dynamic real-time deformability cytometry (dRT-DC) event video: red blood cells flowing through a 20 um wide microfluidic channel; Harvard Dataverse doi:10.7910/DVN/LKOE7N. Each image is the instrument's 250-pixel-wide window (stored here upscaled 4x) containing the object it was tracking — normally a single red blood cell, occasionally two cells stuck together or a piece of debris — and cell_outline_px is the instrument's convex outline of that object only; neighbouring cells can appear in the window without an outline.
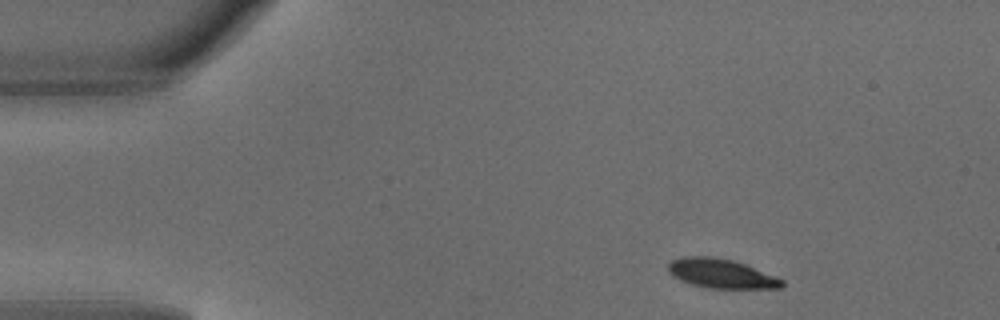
{"species": "common noctule bat (a hibernating species)", "species_latin": "Nyctalus noctula", "temperature_condition": "warm", "stored_images_in_passage": 3, "camera_frame_rate_fps": 3000, "um_per_image_px": 0.085, "animal": {"sex": "male", "body_mass_g": 18.8}, "frame": {"image": 1, "passage_image": 1, "time_ms": 0.0, "image_size_px": [1000, 320], "cell_outline_px": [[784, 284], [780, 288], [708, 288], [692, 284], [680, 280], [672, 276], [668, 272], [668, 264], [672, 260], [684, 256], [712, 256], [732, 260], [744, 264], [784, 280]], "centroid_in_image_um": [61.26, 23.25], "position_along_channel_um": 23.7, "area_um2": 19.25}}
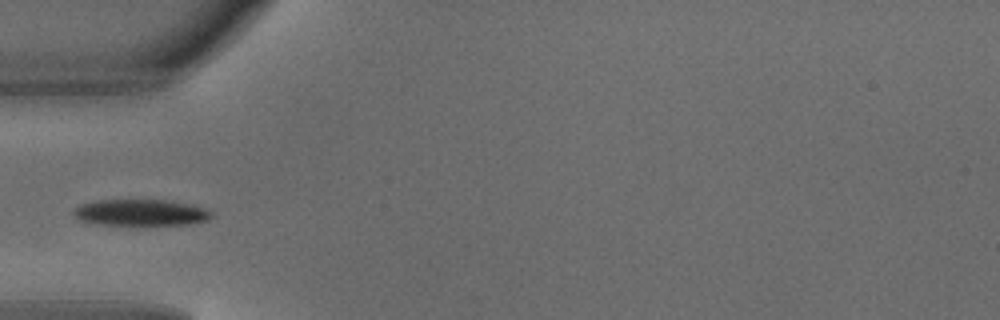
{"frame": {"image": 2, "passage_image": 3, "time_ms": 0.667, "image_size_px": [1000, 320], "cell_outline_px": [[216, 216], [208, 220], [188, 224], [96, 224], [80, 220], [72, 216], [72, 212], [80, 204], [96, 200], [168, 200], [192, 204], [204, 208], [212, 212]], "centroid_in_image_um": [11.98, 18.05], "position_along_channel_um": 73.0, "area_um2": 21.21}}